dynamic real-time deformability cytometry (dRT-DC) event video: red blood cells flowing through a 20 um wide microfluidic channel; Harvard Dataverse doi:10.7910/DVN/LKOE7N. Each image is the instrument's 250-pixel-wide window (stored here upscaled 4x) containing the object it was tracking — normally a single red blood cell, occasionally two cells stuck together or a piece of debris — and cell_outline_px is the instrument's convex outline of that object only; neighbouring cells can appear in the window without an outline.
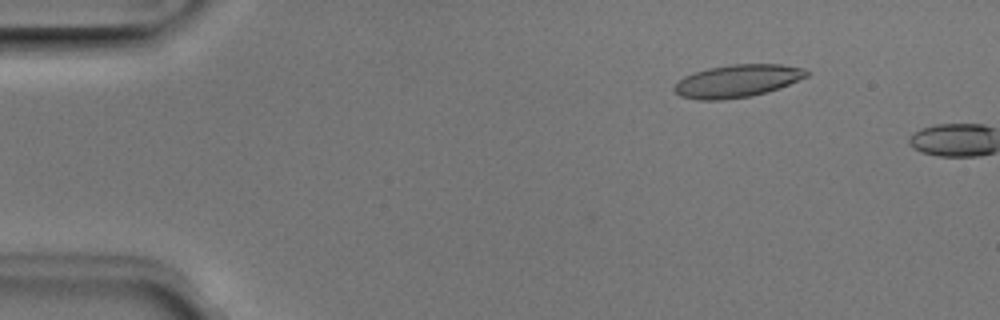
{"species": "Egyptian fruit bat (a non-hibernating species)", "species_latin": "Rousettus aegyptiacus", "temperature_condition": "room temperature", "stored_images_in_passage": 3, "camera_frame_rate_fps": 3000, "um_per_image_px": 0.085, "animal": {"sex": "male"}, "frame": {"image": 1, "passage_image": 2, "time_ms": 0.333, "image_size_px": [1000, 320], "cell_outline_px": [[808, 76], [780, 88], [768, 92], [752, 96], [720, 100], [696, 100], [680, 96], [672, 88], [684, 76], [708, 68], [732, 64], [780, 64], [804, 68], [808, 72]], "centroid_in_image_um": [62.68, 6.89], "position_along_channel_um": 22.3, "area_um2": 25.2}}